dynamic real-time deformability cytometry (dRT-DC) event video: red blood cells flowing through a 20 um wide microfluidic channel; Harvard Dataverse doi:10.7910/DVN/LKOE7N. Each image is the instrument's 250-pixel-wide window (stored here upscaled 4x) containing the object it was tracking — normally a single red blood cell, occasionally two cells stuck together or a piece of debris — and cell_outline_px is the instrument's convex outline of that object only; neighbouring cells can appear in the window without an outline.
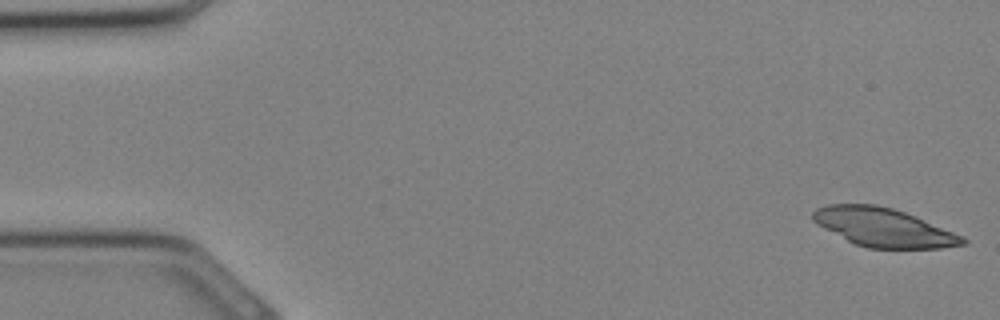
{"species": "Egyptian fruit bat (a non-hibernating species)", "species_latin": "Rousettus aegyptiacus", "temperature_condition": "cold", "stored_images_in_passage": 18, "camera_frame_rate_fps": 3000, "um_per_image_px": 0.085, "animal": {"sex": "female"}, "frame": {"image": 1, "passage_image": 1, "time_ms": 0.0, "image_size_px": [1000, 320], "cell_outline_px": [[968, 244], [940, 248], [868, 248], [856, 244], [816, 224], [812, 220], [812, 212], [816, 208], [828, 204], [876, 204], [892, 208], [904, 212], [964, 236], [968, 240]], "centroid_in_image_um": [75.11, 19.33], "position_along_channel_um": 9.9, "area_um2": 33.47}}